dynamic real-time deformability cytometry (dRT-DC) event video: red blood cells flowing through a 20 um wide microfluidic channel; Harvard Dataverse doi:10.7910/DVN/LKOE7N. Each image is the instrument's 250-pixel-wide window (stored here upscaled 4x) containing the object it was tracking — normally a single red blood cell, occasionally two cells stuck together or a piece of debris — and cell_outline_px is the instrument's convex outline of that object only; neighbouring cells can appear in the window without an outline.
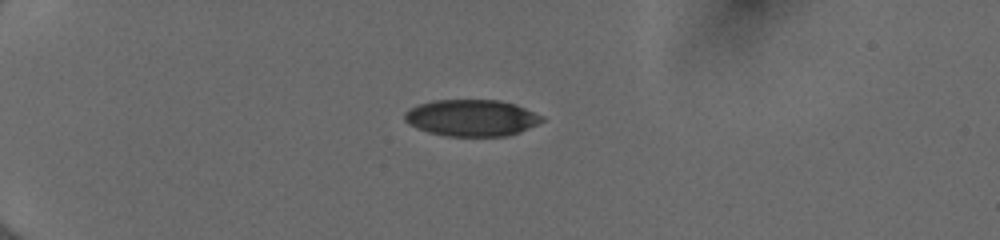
{"species": "human", "species_latin": "Homo sapiens", "temperature_condition": "cold", "stored_images_in_passage": 39, "camera_frame_rate_fps": 3000, "um_per_image_px": 0.085, "donor": {"sex": "female"}, "frame": {"image": 1, "passage_image": 1, "time_ms": 0.0, "image_size_px": [1000, 240], "cell_outline_px": [[544, 120], [520, 132], [508, 136], [448, 136], [428, 132], [416, 128], [408, 124], [404, 120], [404, 112], [420, 104], [432, 100], [500, 100], [516, 104], [544, 116]], "centroid_in_image_um": [40.09, 10.02], "position_along_channel_um": 44.9, "area_um2": 29.36}}
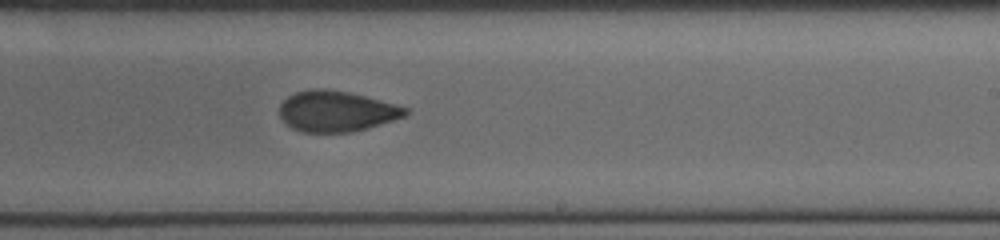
{"frame": {"image": 2, "passage_image": 21, "time_ms": 6.667, "image_size_px": [1000, 240], "cell_outline_px": [[408, 112], [404, 116], [368, 128], [352, 132], [304, 132], [292, 128], [280, 116], [280, 104], [288, 96], [296, 92], [316, 88], [324, 88], [348, 92], [364, 96], [408, 108]], "centroid_in_image_um": [28.57, 9.46], "position_along_channel_um": 260.4, "area_um2": 29.48}}
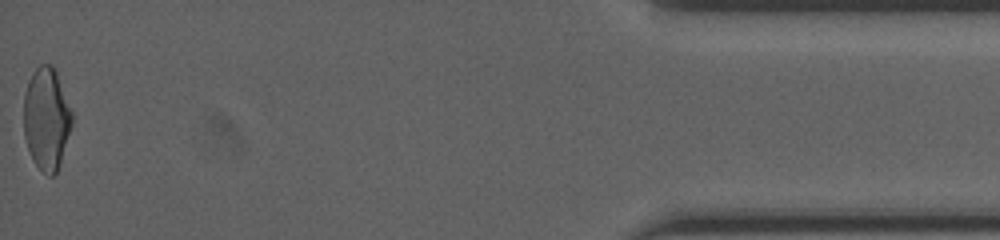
{"frame": {"image": 3, "passage_image": 39, "time_ms": 12.667, "image_size_px": [1000, 240], "cell_outline_px": [[72, 124], [56, 172], [52, 176], [48, 176], [32, 160], [24, 136], [24, 92], [28, 80], [32, 72], [40, 64], [52, 64], [56, 72], [72, 112]], "centroid_in_image_um": [3.93, 10.05], "position_along_channel_um": 431.3, "area_um2": 28.44}, "authors_computed_cell_mechanics": {"area_um2": 29.8248, "velocity_mm_per_s": 4.0342, "shape_relaxation_time_tau1_ms": 4.2204, "shape_relaxation_time_tau2_ms": 2.3293, "deformation_change_tau1": 0.1184, "deformation_change_tau2": 0.076}}